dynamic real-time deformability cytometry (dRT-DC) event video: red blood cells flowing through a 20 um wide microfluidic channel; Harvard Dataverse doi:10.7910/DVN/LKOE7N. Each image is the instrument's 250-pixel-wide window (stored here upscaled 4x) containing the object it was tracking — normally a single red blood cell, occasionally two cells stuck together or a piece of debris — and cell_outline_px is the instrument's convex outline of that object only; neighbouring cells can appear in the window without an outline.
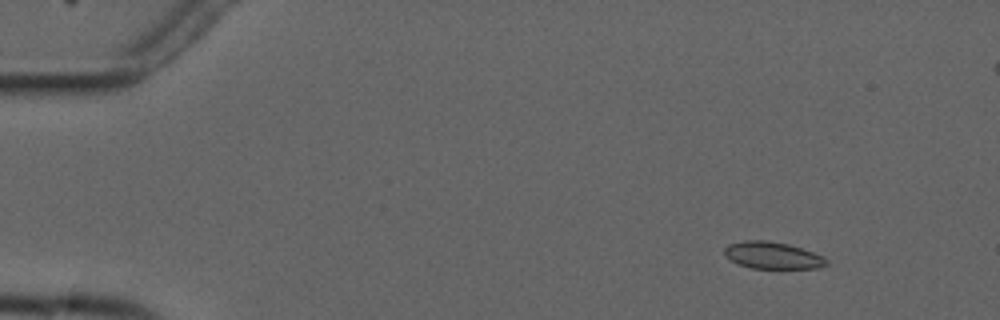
{"species": "common noctule bat (a hibernating species)", "species_latin": "Nyctalus noctula", "temperature_condition": "cold", "stored_images_in_passage": 3, "camera_frame_rate_fps": 3000, "um_per_image_px": 0.085, "animal": {"sex": "male", "forearm_length_mm": 52.5}, "frame": {"image": 1, "passage_image": 2, "time_ms": 1.333, "image_size_px": [1000, 320], "cell_outline_px": [[828, 264], [820, 268], [752, 268], [740, 264], [732, 260], [724, 252], [724, 248], [728, 244], [744, 240], [764, 240], [788, 244], [824, 256], [828, 260]], "centroid_in_image_um": [65.7, 21.7], "position_along_channel_um": 19.3, "area_um2": 15.84}}